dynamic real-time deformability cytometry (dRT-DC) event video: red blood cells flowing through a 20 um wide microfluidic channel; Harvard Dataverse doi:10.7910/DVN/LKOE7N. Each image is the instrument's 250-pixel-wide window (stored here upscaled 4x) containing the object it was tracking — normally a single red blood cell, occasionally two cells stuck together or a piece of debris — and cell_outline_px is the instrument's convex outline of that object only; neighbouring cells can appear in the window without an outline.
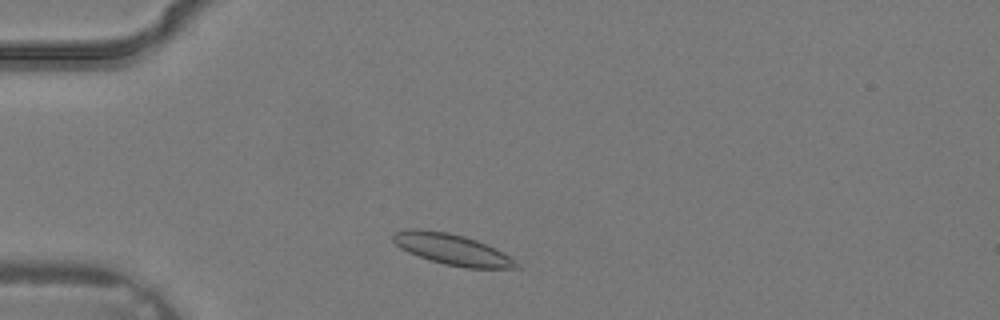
{"species": "common noctule bat (a hibernating species)", "species_latin": "Nyctalus noctula", "temperature_condition": "warm", "stored_images_in_passage": 2, "camera_frame_rate_fps": 3000, "um_per_image_px": 0.085, "animal": {"sex": "male", "body_mass_g": 19.2, "forearm_length_mm": 51.8}, "frame": {"image": 1, "passage_image": 1, "time_ms": 0.0, "image_size_px": [1000, 320], "cell_outline_px": [[520, 268], [464, 268], [444, 264], [408, 252], [400, 248], [392, 240], [392, 236], [396, 232], [412, 228], [416, 228], [448, 232], [464, 236], [476, 240], [516, 260], [520, 264]], "centroid_in_image_um": [38.42, 21.2], "position_along_channel_um": 46.6, "area_um2": 21.91}}